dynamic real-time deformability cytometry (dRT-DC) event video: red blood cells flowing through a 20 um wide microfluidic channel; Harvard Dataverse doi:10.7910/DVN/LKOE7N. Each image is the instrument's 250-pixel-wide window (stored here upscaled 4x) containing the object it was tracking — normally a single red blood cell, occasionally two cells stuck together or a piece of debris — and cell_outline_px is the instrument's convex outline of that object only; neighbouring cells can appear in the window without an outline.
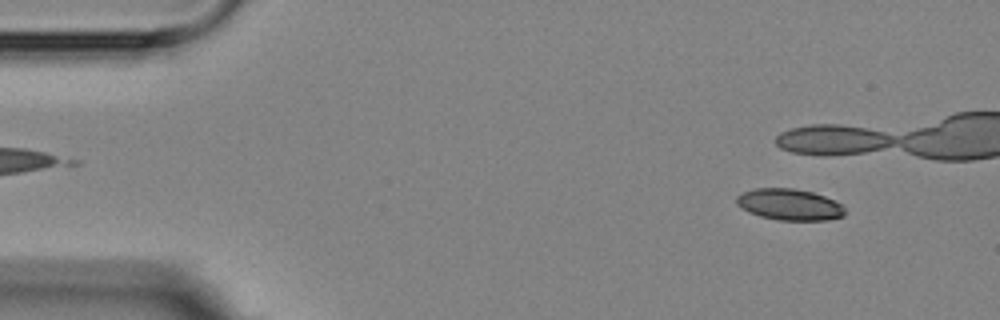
{"species": "Egyptian fruit bat (a non-hibernating species)", "species_latin": "Rousettus aegyptiacus", "temperature_condition": "room temperature", "stored_images_in_passage": 4, "camera_frame_rate_fps": 3000, "um_per_image_px": 0.085, "animal": {"sex": "female"}, "frame": {"image": 1, "passage_image": 1, "time_ms": 0.0, "image_size_px": [1000, 320], "cell_outline_px": [[844, 216], [828, 220], [780, 220], [760, 216], [736, 204], [736, 196], [744, 192], [756, 188], [792, 188], [812, 192], [824, 196], [840, 204], [844, 208]], "centroid_in_image_um": [67.11, 17.38], "position_along_channel_um": 17.9, "area_um2": 19.48}}